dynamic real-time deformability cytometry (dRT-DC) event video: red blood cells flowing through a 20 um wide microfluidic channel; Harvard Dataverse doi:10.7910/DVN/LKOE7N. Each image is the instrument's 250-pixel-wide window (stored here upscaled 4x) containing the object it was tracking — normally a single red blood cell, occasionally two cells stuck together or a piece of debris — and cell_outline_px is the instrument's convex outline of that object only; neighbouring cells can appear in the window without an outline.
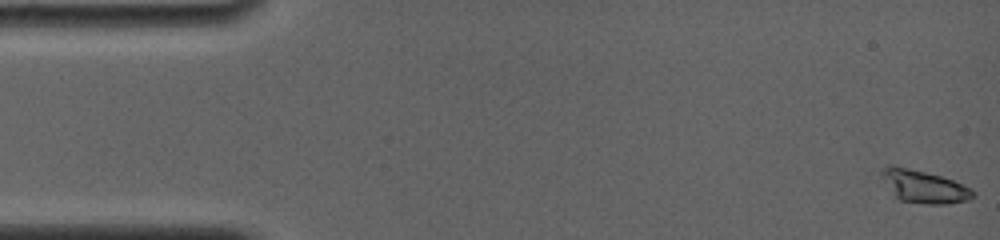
{"species": "common noctule bat (a hibernating species)", "species_latin": "Nyctalus noctula", "temperature_condition": "room temperature", "stored_images_in_passage": 11, "camera_frame_rate_fps": 4000, "um_per_image_px": 0.085, "animal": {"sex": "female", "body_mass_g": 19.0, "forearm_length_mm": 56.7}, "frame": {"image": 1, "passage_image": 1, "time_ms": 0.0, "image_size_px": [1000, 240], "cell_outline_px": [[976, 196], [968, 200], [948, 204], [928, 204], [900, 200], [896, 196], [880, 172], [888, 164], [892, 164], [940, 176], [952, 180], [972, 188], [976, 192]], "centroid_in_image_um": [78.61, 15.86], "position_along_channel_um": 6.4, "area_um2": 17.05}}